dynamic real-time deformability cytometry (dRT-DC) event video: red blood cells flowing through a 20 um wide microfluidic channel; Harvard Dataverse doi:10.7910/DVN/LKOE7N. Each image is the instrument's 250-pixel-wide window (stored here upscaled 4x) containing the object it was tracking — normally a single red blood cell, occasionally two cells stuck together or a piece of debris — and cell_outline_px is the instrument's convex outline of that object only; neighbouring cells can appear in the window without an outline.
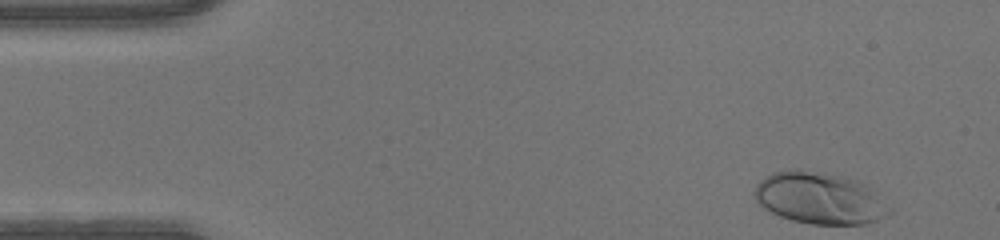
{"species": "human", "species_latin": "Homo sapiens", "temperature_condition": "warm", "stored_images_in_passage": 38, "camera_frame_rate_fps": 3000, "um_per_image_px": 0.085, "donor": {"sex": "male"}, "frame": {"image": 1, "passage_image": 1, "time_ms": 0.0, "image_size_px": [1000, 240], "cell_outline_px": [[892, 212], [876, 220], [864, 224], [812, 224], [792, 220], [780, 216], [764, 208], [756, 200], [752, 192], [756, 184], [760, 180], [772, 172], [796, 168], [800, 168], [824, 172], [844, 176], [860, 180], [868, 184], [892, 208]], "centroid_in_image_um": [69.68, 16.81], "position_along_channel_um": 15.3, "area_um2": 41.33}}
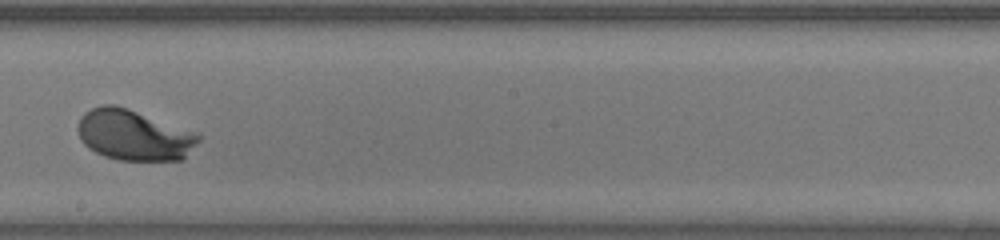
{"frame": {"image": 2, "passage_image": 24, "time_ms": 7.667, "image_size_px": [1000, 240], "cell_outline_px": [[200, 140], [184, 160], [120, 160], [104, 156], [88, 148], [80, 140], [76, 128], [80, 116], [84, 112], [92, 108], [104, 104], [112, 104], [128, 108], [200, 136]], "centroid_in_image_um": [11.3, 11.5], "position_along_channel_um": 236.9, "area_um2": 35.26}}
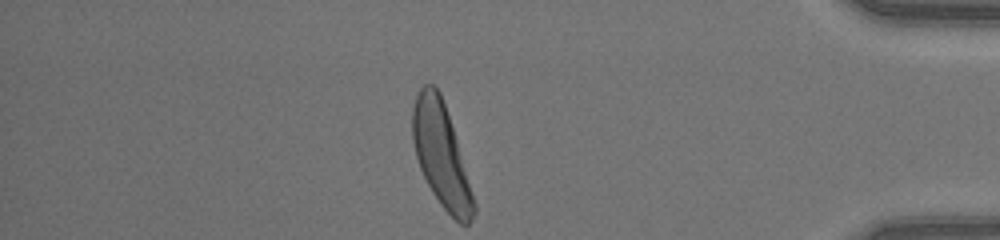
{"frame": {"image": 3, "passage_image": 38, "time_ms": 12.333, "image_size_px": [1000, 240], "cell_outline_px": [[476, 212], [472, 220], [468, 224], [460, 224], [440, 204], [432, 192], [420, 168], [416, 156], [412, 140], [412, 108], [416, 96], [420, 88], [424, 84], [432, 84], [440, 92], [456, 140], [476, 204]], "centroid_in_image_um": [37.48, 13.19], "position_along_channel_um": 397.7, "area_um2": 36.24}}